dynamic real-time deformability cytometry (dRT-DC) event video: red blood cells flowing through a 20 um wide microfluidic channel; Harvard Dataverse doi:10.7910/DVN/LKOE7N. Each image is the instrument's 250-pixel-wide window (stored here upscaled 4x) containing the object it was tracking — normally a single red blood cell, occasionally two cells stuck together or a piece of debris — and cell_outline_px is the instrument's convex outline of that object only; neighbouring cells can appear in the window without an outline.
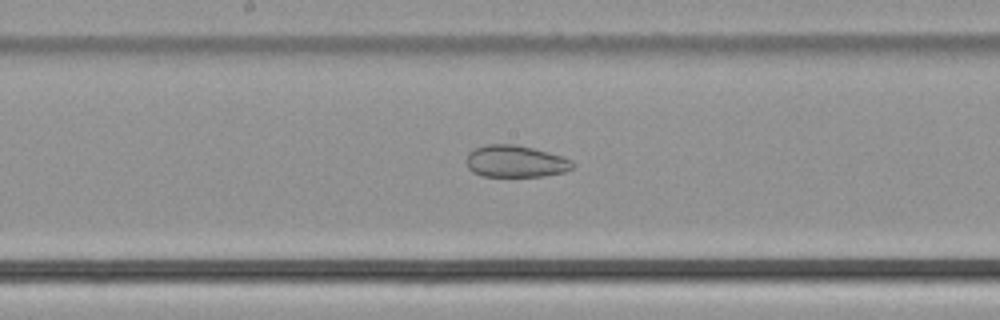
{"species": "common noctule bat (a hibernating species)", "species_latin": "Nyctalus noctula", "temperature_condition": "cold", "stored_images_in_passage": 40, "camera_frame_rate_fps": 3000, "um_per_image_px": 0.085, "animal": {"sex": "male", "body_mass_g": 21.5, "forearm_length_mm": 52.0}, "frame": {"image": 1, "passage_image": 16, "time_ms": 5.0, "image_size_px": [1000, 320], "cell_outline_px": [[576, 164], [572, 168], [564, 172], [544, 176], [484, 176], [472, 172], [468, 168], [468, 152], [472, 148], [488, 144], [516, 144], [548, 152], [572, 160]], "centroid_in_image_um": [43.82, 13.71], "position_along_channel_um": 204.4, "area_um2": 19.77}}
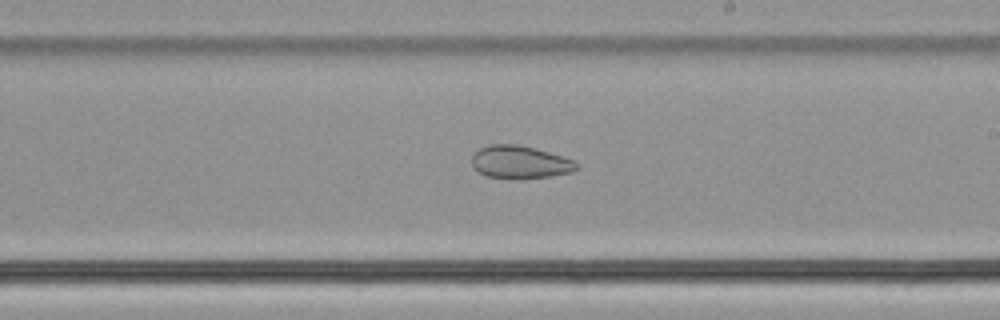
{"frame": {"image": 2, "passage_image": 19, "time_ms": 6.0, "image_size_px": [1000, 320], "cell_outline_px": [[580, 168], [572, 172], [548, 176], [520, 180], [488, 176], [480, 172], [472, 164], [472, 156], [480, 148], [492, 144], [520, 144], [548, 152], [572, 160], [580, 164]], "centroid_in_image_um": [44.23, 13.79], "position_along_channel_um": 244.8, "area_um2": 20.0}}
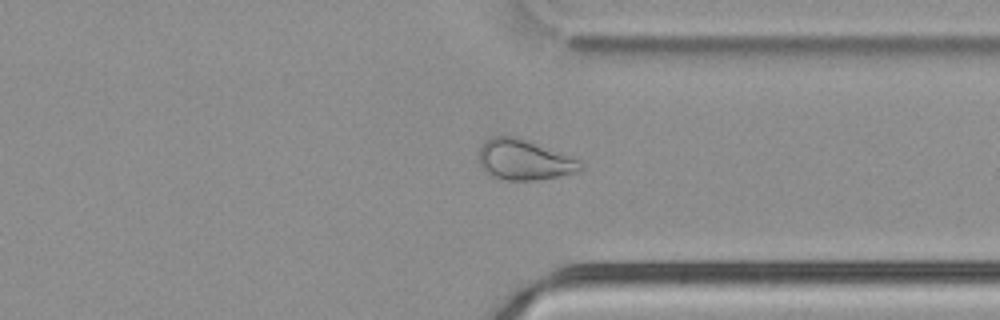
{"frame": {"image": 3, "passage_image": 28, "time_ms": 9.0, "image_size_px": [1000, 320], "cell_outline_px": [[584, 168], [576, 172], [560, 176], [536, 180], [504, 180], [488, 176], [480, 168], [480, 148], [484, 140], [492, 136], [516, 136], [580, 160]], "centroid_in_image_um": [44.51, 13.6], "position_along_channel_um": 366.9, "area_um2": 24.04}}